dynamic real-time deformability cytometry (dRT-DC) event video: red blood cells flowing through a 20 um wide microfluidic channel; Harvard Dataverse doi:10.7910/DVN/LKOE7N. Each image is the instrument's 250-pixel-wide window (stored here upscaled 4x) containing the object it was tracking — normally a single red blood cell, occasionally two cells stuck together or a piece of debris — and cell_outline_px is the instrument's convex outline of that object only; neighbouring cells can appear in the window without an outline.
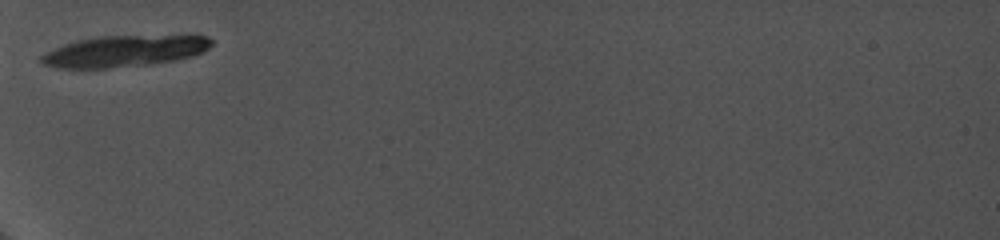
{"species": "common noctule bat (a hibernating species)", "species_latin": "Nyctalus noctula", "temperature_condition": "cold", "stored_images_in_passage": 44, "camera_frame_rate_fps": 5000, "um_per_image_px": 0.085, "animal": {"sex": "female", "body_mass_g": 19.0, "forearm_length_mm": 56.7}, "frame": {"image": 1, "passage_image": 1, "time_ms": 0.0, "image_size_px": [1000, 240], "cell_outline_px": [[212, 44], [204, 52], [192, 56], [176, 60], [152, 64], [104, 68], [56, 68], [44, 64], [40, 60], [40, 56], [64, 44], [76, 40], [100, 36], [188, 32], [196, 32], [208, 36], [212, 40]], "centroid_in_image_um": [10.77, 4.28], "position_along_channel_um": 74.2, "area_um2": 32.48}}